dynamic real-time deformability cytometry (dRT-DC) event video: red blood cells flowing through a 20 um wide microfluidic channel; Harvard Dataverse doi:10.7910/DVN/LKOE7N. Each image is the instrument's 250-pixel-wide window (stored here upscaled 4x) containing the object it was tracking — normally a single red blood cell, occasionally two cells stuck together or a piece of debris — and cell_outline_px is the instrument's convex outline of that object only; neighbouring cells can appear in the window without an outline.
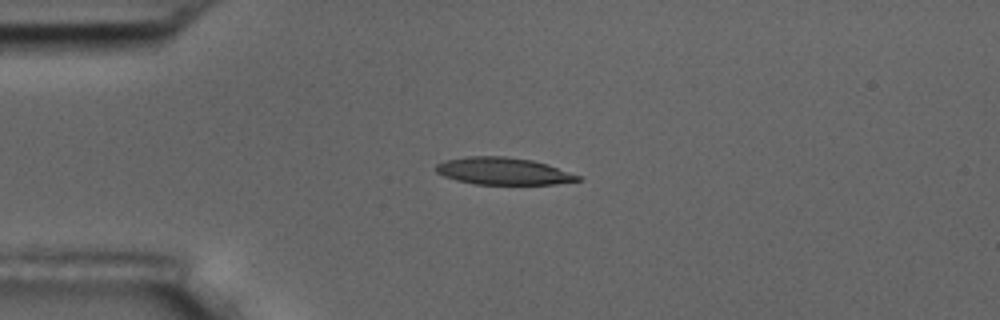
{"species": "common noctule bat (a hibernating species)", "species_latin": "Nyctalus noctula", "temperature_condition": "room temperature", "stored_images_in_passage": 6, "camera_frame_rate_fps": 3000, "um_per_image_px": 0.085, "animal": {"sex": "male", "body_mass_g": 17.5, "forearm_length_mm": 52.3}, "frame": {"image": 1, "passage_image": 3, "time_ms": 3.333, "image_size_px": [1000, 320], "cell_outline_px": [[584, 180], [556, 184], [476, 184], [456, 180], [444, 176], [436, 172], [436, 164], [444, 160], [468, 156], [504, 156], [532, 160], [548, 164], [580, 176]], "centroid_in_image_um": [42.78, 14.54], "position_along_channel_um": 42.2, "area_um2": 22.48}}